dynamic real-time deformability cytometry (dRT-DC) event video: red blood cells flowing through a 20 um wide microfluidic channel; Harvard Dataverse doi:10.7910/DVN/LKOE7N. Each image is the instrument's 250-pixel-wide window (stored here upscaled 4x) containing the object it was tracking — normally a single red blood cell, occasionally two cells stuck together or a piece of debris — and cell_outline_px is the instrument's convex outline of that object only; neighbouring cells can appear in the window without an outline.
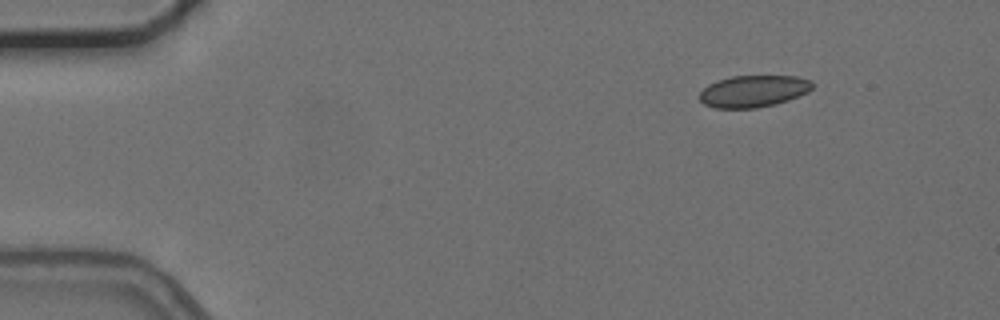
{"species": "common noctule bat (a hibernating species)", "species_latin": "Nyctalus noctula", "temperature_condition": "cold", "stored_images_in_passage": 49, "camera_frame_rate_fps": 3000, "um_per_image_px": 0.085, "animal": {"sex": "female", "body_mass_g": 24.6, "forearm_length_mm": 56.2}, "frame": {"image": 1, "passage_image": 1, "time_ms": 0.0, "image_size_px": [1000, 320], "cell_outline_px": [[812, 88], [808, 92], [788, 100], [776, 104], [756, 108], [716, 108], [704, 104], [700, 100], [700, 92], [708, 84], [716, 80], [732, 76], [796, 76], [812, 80]], "centroid_in_image_um": [64.04, 7.75], "position_along_channel_um": 21.0, "area_um2": 20.98}}
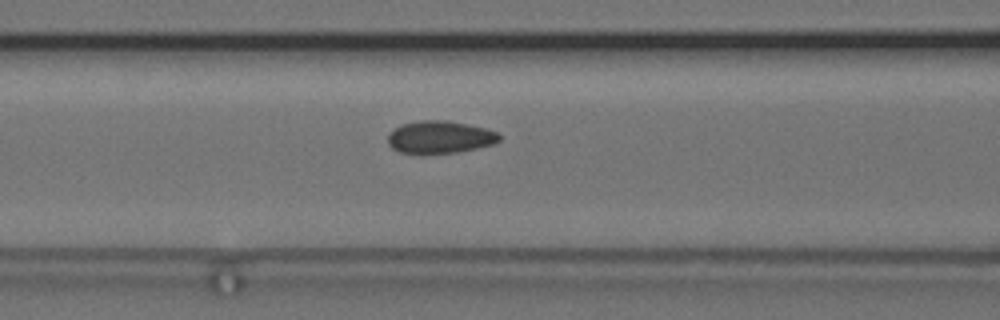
{"frame": {"image": 2, "passage_image": 17, "time_ms": 5.333, "image_size_px": [1000, 320], "cell_outline_px": [[500, 140], [492, 144], [476, 148], [456, 152], [420, 156], [400, 152], [392, 148], [388, 144], [388, 132], [400, 124], [420, 120], [444, 120], [488, 128], [496, 132], [500, 136]], "centroid_in_image_um": [37.32, 11.68], "position_along_channel_um": 129.3, "area_um2": 21.62}}
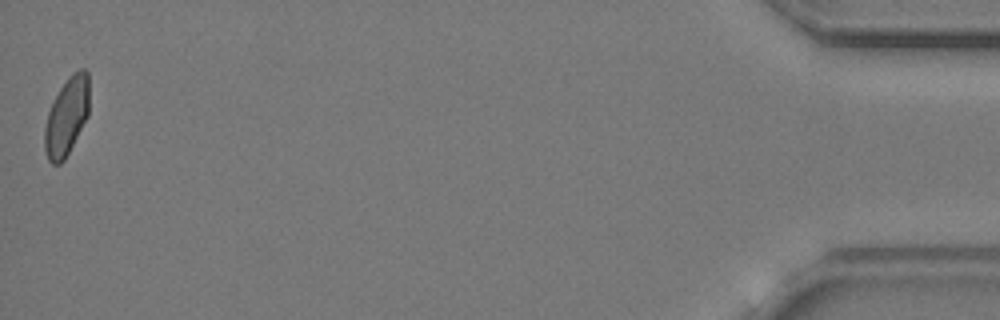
{"frame": {"image": 3, "passage_image": 49, "time_ms": 16.0, "image_size_px": [1000, 320], "cell_outline_px": [[88, 116], [64, 160], [60, 164], [52, 164], [48, 160], [44, 148], [44, 128], [48, 112], [60, 88], [68, 76], [72, 72], [80, 68], [84, 68], [88, 72]], "centroid_in_image_um": [5.66, 9.89], "position_along_channel_um": 429.5, "area_um2": 20.17}, "authors_computed_cell_mechanics": {"area_um2": 21.0392, "velocity_mm_per_s": 3.7104, "shape_relaxation_time_tau1_ms": 2.9814, "shape_relaxation_time_tau2_ms": 1.9697, "deformation_change_tau1": 0.0575, "deformation_change_tau2": 0.0583}}